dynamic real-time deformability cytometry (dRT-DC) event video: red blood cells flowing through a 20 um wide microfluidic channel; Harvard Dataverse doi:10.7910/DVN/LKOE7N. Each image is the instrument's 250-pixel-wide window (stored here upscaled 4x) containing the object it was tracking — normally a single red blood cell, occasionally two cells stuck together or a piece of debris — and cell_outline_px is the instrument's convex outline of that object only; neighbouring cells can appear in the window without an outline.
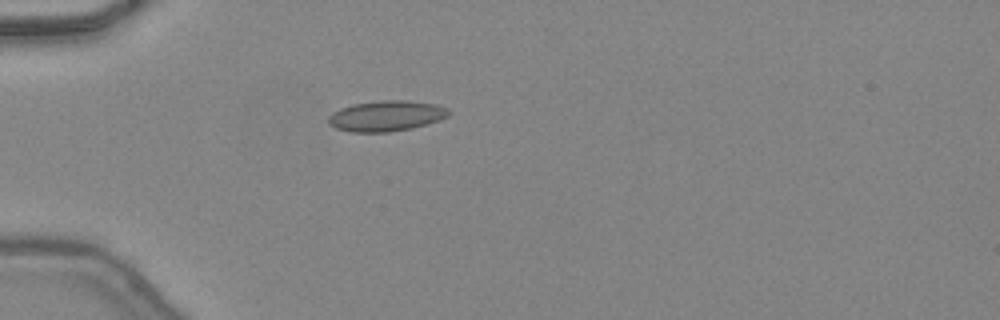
{"species": "common noctule bat (a hibernating species)", "species_latin": "Nyctalus noctula", "temperature_condition": "warm", "stored_images_in_passage": 29, "camera_frame_rate_fps": 3000, "um_per_image_px": 0.085, "animal": {"sex": "female", "body_mass_g": 24.6, "forearm_length_mm": 56.2}, "frame": {"image": 1, "passage_image": 1, "time_ms": 0.0, "image_size_px": [1000, 320], "cell_outline_px": [[452, 112], [448, 116], [440, 120], [428, 124], [412, 128], [388, 132], [352, 132], [336, 128], [328, 124], [328, 116], [332, 112], [340, 108], [352, 104], [380, 100], [408, 100], [436, 104], [448, 108]], "centroid_in_image_um": [32.85, 9.84], "position_along_channel_um": 52.2, "area_um2": 21.73}}
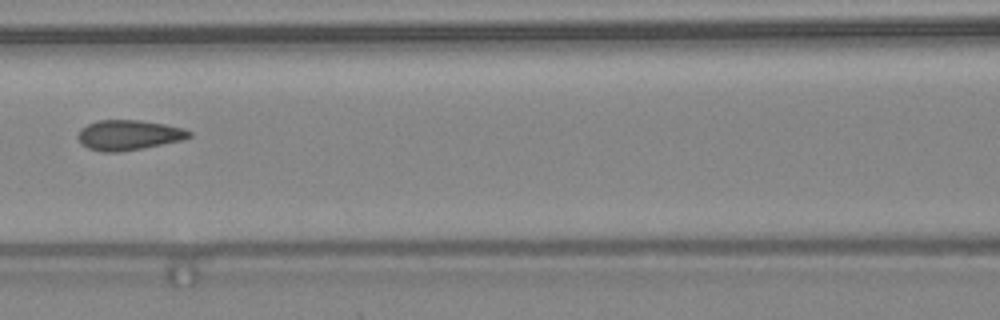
{"frame": {"image": 2, "passage_image": 9, "time_ms": 2.667, "image_size_px": [1000, 320], "cell_outline_px": [[192, 136], [180, 140], [144, 148], [120, 152], [100, 152], [88, 148], [80, 144], [76, 136], [80, 128], [88, 124], [100, 120], [140, 120], [164, 124], [184, 128], [192, 132]], "centroid_in_image_um": [10.89, 11.48], "position_along_channel_um": 155.7, "area_um2": 19.65}}
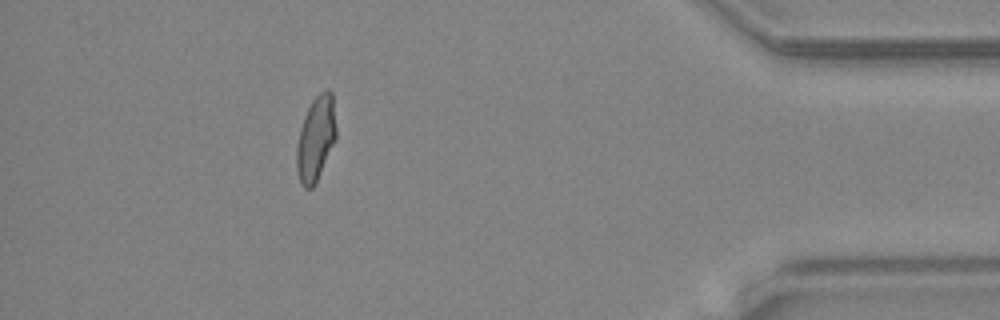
{"frame": {"image": 3, "passage_image": 29, "time_ms": 9.333, "image_size_px": [1000, 320], "cell_outline_px": [[336, 140], [316, 184], [312, 188], [304, 188], [300, 184], [296, 172], [296, 148], [300, 128], [304, 116], [312, 100], [320, 92], [328, 88], [332, 92], [336, 128]], "centroid_in_image_um": [26.84, 11.82], "position_along_channel_um": 408.4, "area_um2": 19.88}, "authors_computed_cell_mechanics": {"area_um2": 19.5364, "velocity_mm_per_s": 4.4697, "shape_relaxation_time_tau1_ms": null, "shape_relaxation_time_tau2_ms": 0.6704, "deformation_change_tau1": null, "deformation_change_tau2": 0.0497}}